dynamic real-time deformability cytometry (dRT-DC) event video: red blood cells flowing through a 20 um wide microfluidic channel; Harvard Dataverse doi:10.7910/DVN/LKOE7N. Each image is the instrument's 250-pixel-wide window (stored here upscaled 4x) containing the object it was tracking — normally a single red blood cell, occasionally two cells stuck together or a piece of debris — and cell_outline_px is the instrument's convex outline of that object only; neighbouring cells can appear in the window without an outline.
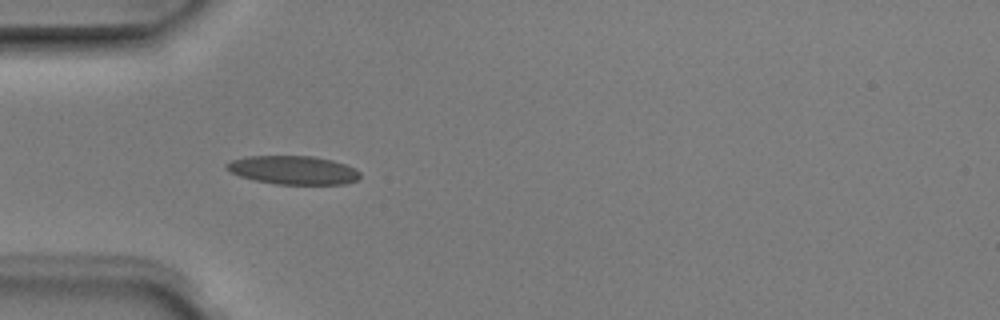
{"species": "Egyptian fruit bat (a non-hibernating species)", "species_latin": "Rousettus aegyptiacus", "temperature_condition": "room temperature", "stored_images_in_passage": 5, "camera_frame_rate_fps": 3000, "um_per_image_px": 0.085, "animal": {"sex": "male"}, "frame": {"image": 1, "passage_image": 4, "time_ms": 1.0, "image_size_px": [1000, 320], "cell_outline_px": [[360, 176], [356, 180], [344, 184], [276, 184], [256, 180], [240, 176], [228, 172], [224, 168], [224, 164], [232, 160], [248, 156], [312, 156], [332, 160], [356, 168], [360, 172]], "centroid_in_image_um": [24.89, 14.45], "position_along_channel_um": 60.1, "area_um2": 22.25}}
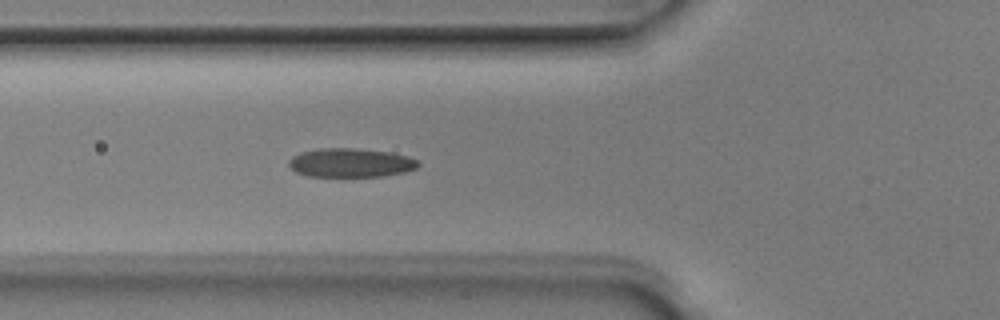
{"frame": {"image": 2, "passage_image": 5, "time_ms": 1.333, "image_size_px": [1000, 320], "cell_outline_px": [[420, 164], [416, 168], [404, 172], [384, 176], [308, 176], [296, 172], [288, 164], [288, 160], [292, 156], [300, 152], [320, 148], [356, 148], [388, 152], [408, 156], [416, 160]], "centroid_in_image_um": [29.78, 13.83], "position_along_channel_um": 96.0, "area_um2": 21.73}}